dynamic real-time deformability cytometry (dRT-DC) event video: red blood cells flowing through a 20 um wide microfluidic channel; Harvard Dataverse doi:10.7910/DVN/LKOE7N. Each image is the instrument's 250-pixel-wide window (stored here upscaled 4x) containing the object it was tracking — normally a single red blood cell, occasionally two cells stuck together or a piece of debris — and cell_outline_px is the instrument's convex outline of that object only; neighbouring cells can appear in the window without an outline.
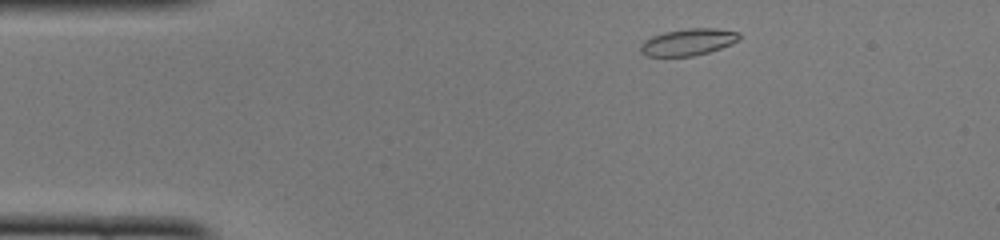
{"species": "common noctule bat (a hibernating species)", "species_latin": "Nyctalus noctula", "temperature_condition": "cold", "stored_images_in_passage": 43, "camera_frame_rate_fps": 3000, "um_per_image_px": 0.085, "animal": {"sex": "female", "body_mass_g": 22.0, "forearm_length_mm": 56.7}, "frame": {"image": 1, "passage_image": 2, "time_ms": 0.333, "image_size_px": [1000, 240], "cell_outline_px": [[740, 40], [732, 44], [708, 52], [692, 56], [648, 56], [640, 52], [640, 44], [644, 40], [652, 36], [664, 32], [688, 28], [716, 28], [740, 32]], "centroid_in_image_um": [58.5, 3.56], "position_along_channel_um": 26.5, "area_um2": 15.49}}
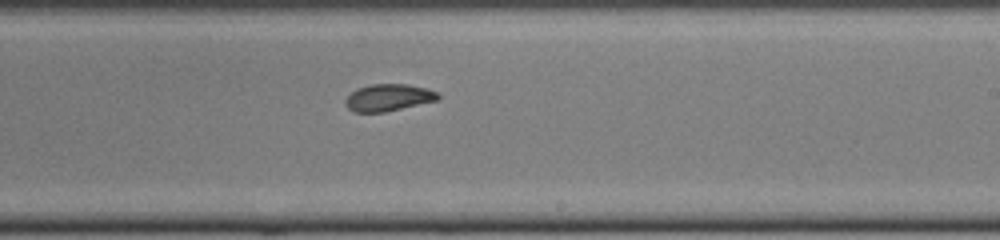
{"frame": {"image": 2, "passage_image": 23, "time_ms": 7.333, "image_size_px": [1000, 240], "cell_outline_px": [[440, 96], [436, 100], [384, 112], [352, 112], [344, 104], [344, 100], [356, 88], [372, 84], [408, 84], [440, 92]], "centroid_in_image_um": [32.98, 8.29], "position_along_channel_um": 256.0, "area_um2": 14.51}}
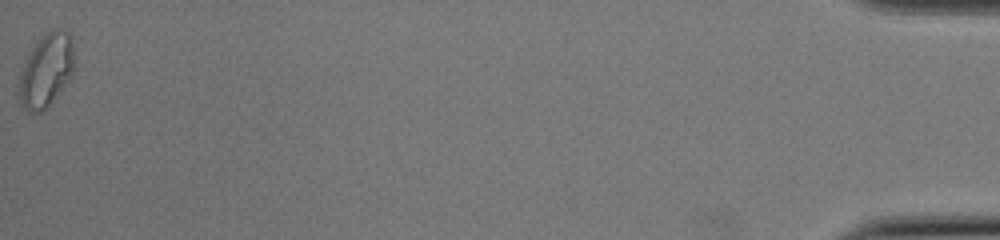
{"frame": {"image": 3, "passage_image": 43, "time_ms": 14.0, "image_size_px": [1000, 240], "cell_outline_px": [[76, 68], [72, 76], [48, 108], [44, 112], [28, 112], [20, 104], [16, 92], [16, 84], [20, 72], [32, 48], [40, 36], [48, 28], [60, 28], [68, 32], [72, 36]], "centroid_in_image_um": [3.93, 5.98], "position_along_channel_um": 431.3, "area_um2": 24.85}, "authors_computed_cell_mechanics": {"area_um2": 15.317, "velocity_mm_per_s": 4.0941, "shape_relaxation_time_tau1_ms": null, "shape_relaxation_time_tau2_ms": 1.3706, "deformation_change_tau1": null, "deformation_change_tau2": 0.0588}}